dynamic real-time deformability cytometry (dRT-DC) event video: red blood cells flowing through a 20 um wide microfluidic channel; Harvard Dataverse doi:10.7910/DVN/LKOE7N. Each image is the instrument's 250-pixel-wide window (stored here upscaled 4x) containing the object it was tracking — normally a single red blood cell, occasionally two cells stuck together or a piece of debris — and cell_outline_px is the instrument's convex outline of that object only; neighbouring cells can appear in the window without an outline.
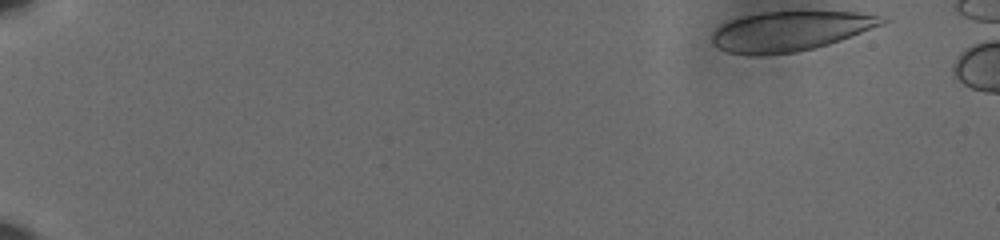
{"species": "human", "species_latin": "Homo sapiens", "temperature_condition": "cold", "stored_images_in_passage": 51, "camera_frame_rate_fps": 3000, "um_per_image_px": 0.085, "donor": {"sex": "male"}, "frame": {"image": 1, "passage_image": 1, "time_ms": 0.0, "image_size_px": [1000, 240], "cell_outline_px": [[892, 20], [884, 24], [840, 40], [828, 44], [796, 52], [760, 56], [748, 56], [728, 52], [712, 44], [712, 32], [720, 24], [744, 16], [760, 12], [856, 12], [880, 16]], "centroid_in_image_um": [67.14, 2.66], "position_along_channel_um": 17.9, "area_um2": 39.42}}
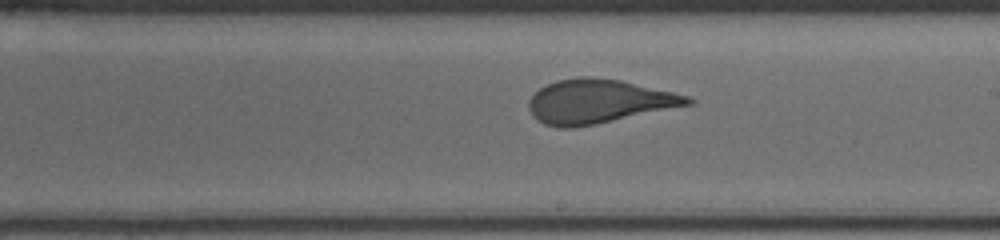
{"frame": {"image": 2, "passage_image": 33, "time_ms": 10.667, "image_size_px": [1000, 240], "cell_outline_px": [[696, 100], [692, 104], [596, 124], [572, 128], [560, 128], [544, 124], [536, 120], [532, 116], [528, 108], [528, 100], [540, 88], [556, 80], [580, 76], [592, 76], [620, 80], [672, 92], [688, 96]], "centroid_in_image_um": [50.84, 8.62], "position_along_channel_um": 238.2, "area_um2": 40.63}}
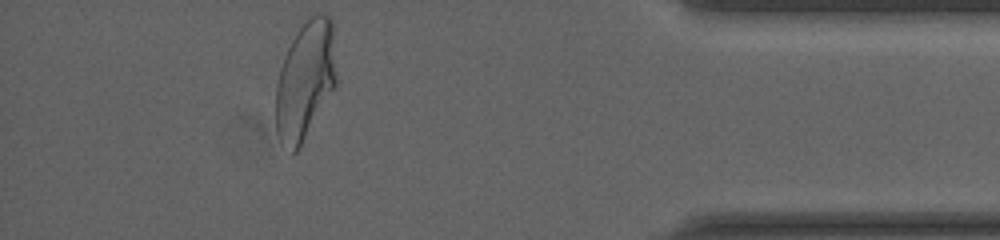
{"frame": {"image": 3, "passage_image": 50, "time_ms": 16.333, "image_size_px": [1000, 240], "cell_outline_px": [[336, 88], [300, 148], [292, 156], [280, 140], [276, 132], [276, 84], [280, 68], [284, 56], [292, 40], [308, 12], [320, 12], [328, 16], [332, 20], [336, 80]], "centroid_in_image_um": [25.95, 6.83], "position_along_channel_um": 409.3, "area_um2": 42.66}, "authors_computed_cell_mechanics": {"area_um2": 40.9802, "velocity_mm_per_s": 3.6211, "shape_relaxation_time_tau1_ms": 5.1954, "shape_relaxation_time_tau2_ms": null, "deformation_change_tau1": 0.1883, "deformation_change_tau2": null}}